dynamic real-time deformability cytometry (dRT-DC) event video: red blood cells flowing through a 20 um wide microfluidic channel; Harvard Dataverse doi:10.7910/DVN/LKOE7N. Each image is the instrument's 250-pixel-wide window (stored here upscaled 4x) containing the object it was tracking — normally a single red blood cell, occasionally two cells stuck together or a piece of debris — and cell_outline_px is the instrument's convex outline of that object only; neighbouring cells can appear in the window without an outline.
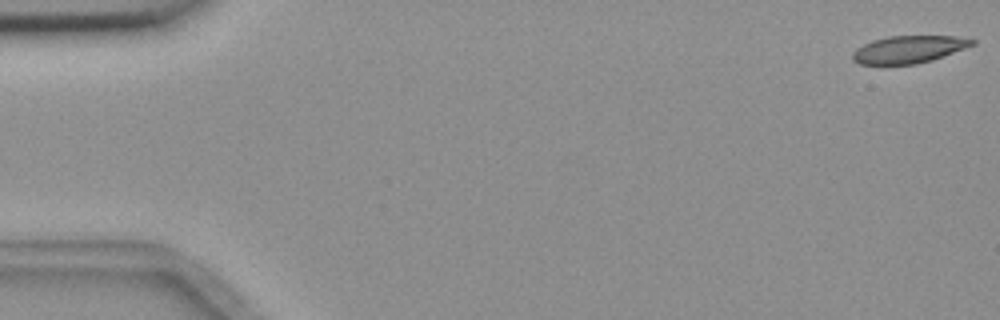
{"species": "common noctule bat (a hibernating species)", "species_latin": "Nyctalus noctula", "temperature_condition": "room temperature", "stored_images_in_passage": 8, "camera_frame_rate_fps": 3000, "um_per_image_px": 0.085, "animal": {"sex": "female", "body_mass_g": 18.4}, "frame": {"image": 1, "passage_image": 1, "time_ms": 0.0, "image_size_px": [1000, 320], "cell_outline_px": [[976, 44], [944, 56], [932, 60], [916, 64], [860, 64], [852, 60], [852, 52], [856, 48], [872, 40], [888, 36], [956, 36], [976, 40]], "centroid_in_image_um": [77.24, 4.19], "position_along_channel_um": 7.8, "area_um2": 19.13}}
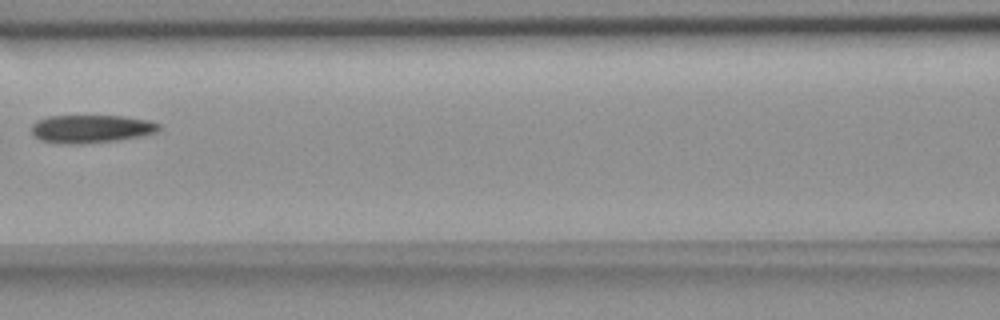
{"frame": {"image": 2, "passage_image": 7, "time_ms": 8.0, "image_size_px": [1000, 320], "cell_outline_px": [[160, 128], [156, 132], [140, 136], [116, 140], [76, 144], [64, 144], [40, 140], [32, 136], [32, 124], [36, 120], [48, 116], [124, 116], [152, 120], [160, 124]], "centroid_in_image_um": [7.73, 10.94], "position_along_channel_um": 158.9, "area_um2": 20.92}}
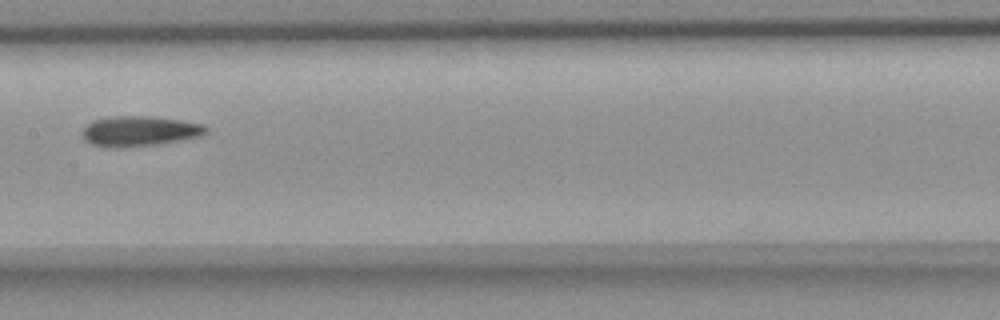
{"frame": {"image": 3, "passage_image": 8, "time_ms": 9.0, "image_size_px": [1000, 320], "cell_outline_px": [[208, 132], [204, 136], [156, 144], [120, 148], [108, 148], [92, 144], [84, 140], [80, 136], [80, 132], [92, 120], [108, 116], [148, 116], [180, 120], [204, 124], [208, 128]], "centroid_in_image_um": [11.83, 11.15], "position_along_channel_um": 195.6, "area_um2": 22.14}}